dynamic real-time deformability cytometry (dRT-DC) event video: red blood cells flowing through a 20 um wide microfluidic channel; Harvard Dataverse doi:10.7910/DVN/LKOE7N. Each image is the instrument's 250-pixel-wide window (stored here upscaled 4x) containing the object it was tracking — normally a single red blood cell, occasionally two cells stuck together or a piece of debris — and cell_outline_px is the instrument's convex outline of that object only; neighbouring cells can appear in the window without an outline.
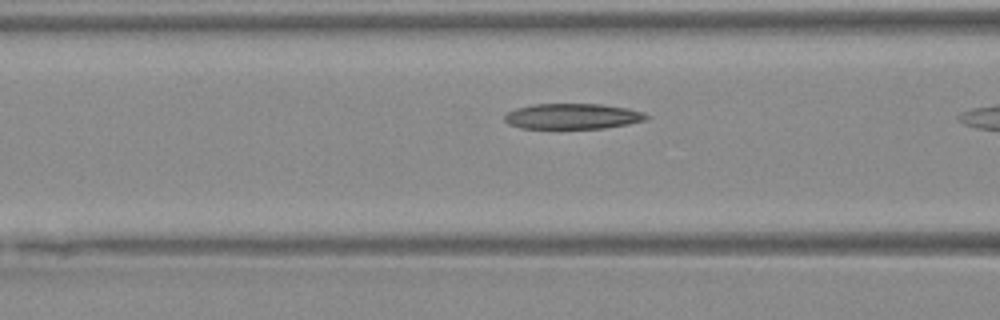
{"species": "Egyptian fruit bat (a non-hibernating species)", "species_latin": "Rousettus aegyptiacus", "temperature_condition": "warm", "stored_images_in_passage": 10, "camera_frame_rate_fps": 3000, "um_per_image_px": 0.085, "animal": {"sex": "female"}, "frame": {"image": 1, "passage_image": 5, "time_ms": 1.333, "image_size_px": [1000, 320], "cell_outline_px": [[652, 116], [648, 120], [628, 124], [604, 128], [520, 128], [508, 124], [504, 120], [504, 116], [508, 112], [516, 108], [532, 104], [600, 104], [628, 108]], "centroid_in_image_um": [48.68, 9.88], "position_along_channel_um": 117.9, "area_um2": 21.15}}
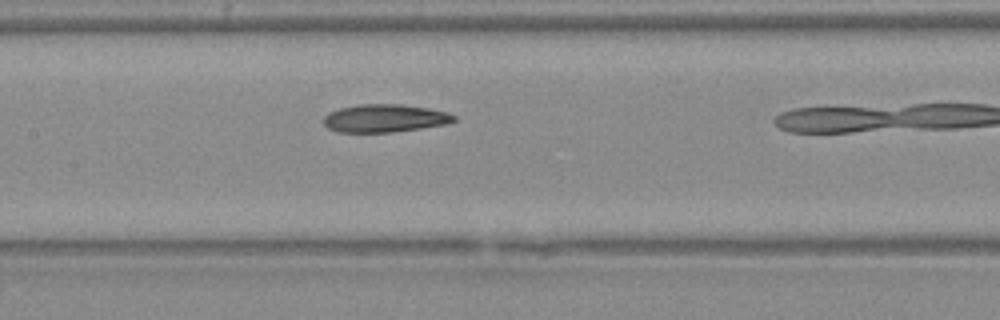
{"frame": {"image": 2, "passage_image": 9, "time_ms": 2.667, "image_size_px": [1000, 320], "cell_outline_px": [[456, 120], [444, 124], [420, 128], [392, 132], [336, 132], [328, 128], [324, 124], [324, 116], [328, 112], [340, 108], [360, 104], [400, 104], [428, 108], [448, 112], [456, 116]], "centroid_in_image_um": [32.68, 10.05], "position_along_channel_um": 174.7, "area_um2": 21.15}}